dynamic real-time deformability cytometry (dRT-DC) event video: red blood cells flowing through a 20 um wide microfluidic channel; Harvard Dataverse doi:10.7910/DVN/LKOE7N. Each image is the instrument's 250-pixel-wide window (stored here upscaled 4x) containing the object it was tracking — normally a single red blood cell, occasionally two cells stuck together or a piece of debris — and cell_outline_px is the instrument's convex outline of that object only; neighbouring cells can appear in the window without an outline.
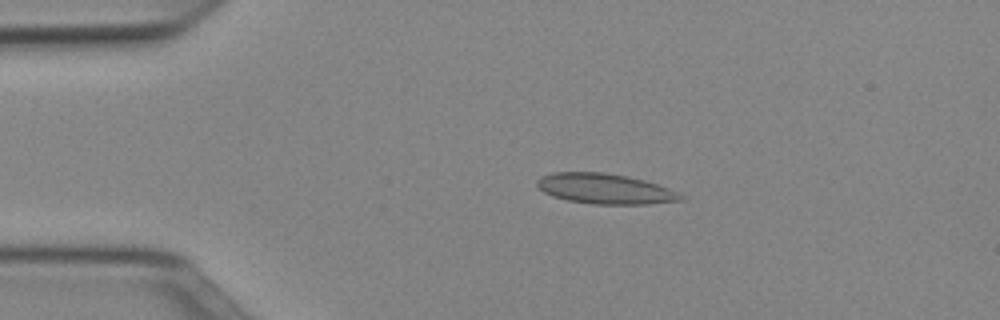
{"species": "Egyptian fruit bat (a non-hibernating species)", "species_latin": "Rousettus aegyptiacus", "temperature_condition": "cold", "stored_images_in_passage": 50, "camera_frame_rate_fps": 3000, "um_per_image_px": 0.085, "animal": {"sex": "female"}, "frame": {"image": 1, "passage_image": 10, "time_ms": 3.0, "image_size_px": [1000, 320], "cell_outline_px": [[688, 196], [684, 200], [648, 204], [592, 204], [568, 200], [552, 196], [544, 192], [536, 184], [536, 180], [540, 176], [552, 172], [604, 172], [644, 180], [668, 188]], "centroid_in_image_um": [51.44, 16.05], "position_along_channel_um": 33.6, "area_um2": 25.43}}
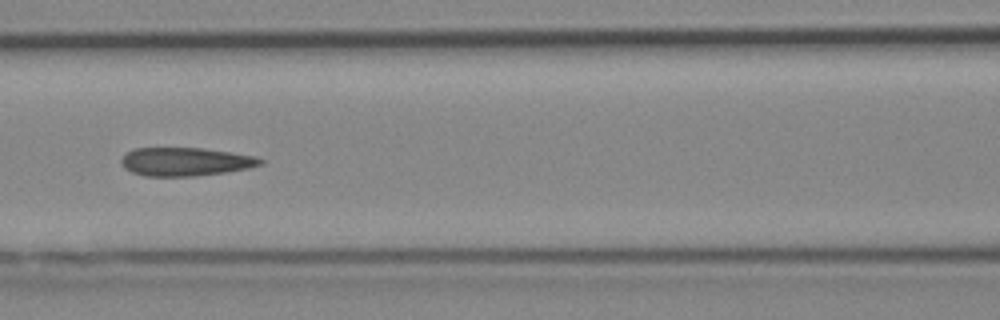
{"frame": {"image": 2, "passage_image": 22, "time_ms": 7.0, "image_size_px": [1000, 320], "cell_outline_px": [[264, 164], [248, 168], [224, 172], [196, 176], [144, 176], [132, 172], [124, 168], [120, 164], [120, 160], [132, 148], [204, 148], [256, 156], [264, 160]], "centroid_in_image_um": [15.76, 13.74], "position_along_channel_um": 150.8, "area_um2": 23.12}}
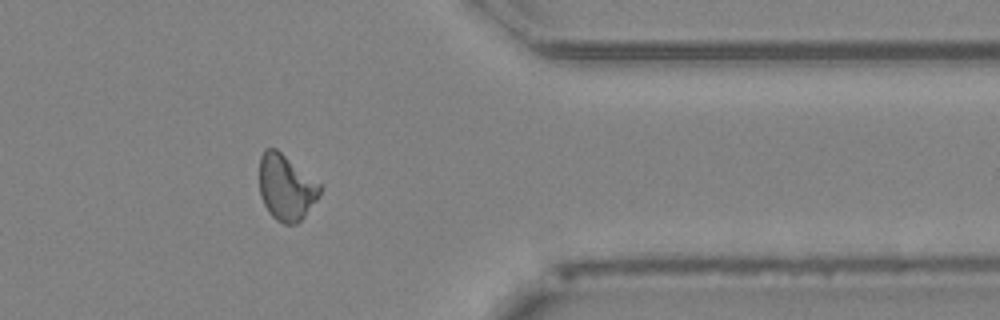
{"frame": {"image": 3, "passage_image": 41, "time_ms": 13.333, "image_size_px": [1000, 320], "cell_outline_px": [[324, 184], [320, 196], [304, 216], [296, 224], [284, 224], [276, 220], [268, 212], [260, 196], [260, 156], [264, 148], [276, 148]], "centroid_in_image_um": [24.36, 15.91], "position_along_channel_um": 387.0, "area_um2": 23.76}, "authors_computed_cell_mechanics": {"area_um2": 23.6691, "velocity_mm_per_s": 3.9686, "shape_relaxation_time_tau1_ms": null, "shape_relaxation_time_tau2_ms": 2.7879, "deformation_change_tau1": null, "deformation_change_tau2": 0.0745}}